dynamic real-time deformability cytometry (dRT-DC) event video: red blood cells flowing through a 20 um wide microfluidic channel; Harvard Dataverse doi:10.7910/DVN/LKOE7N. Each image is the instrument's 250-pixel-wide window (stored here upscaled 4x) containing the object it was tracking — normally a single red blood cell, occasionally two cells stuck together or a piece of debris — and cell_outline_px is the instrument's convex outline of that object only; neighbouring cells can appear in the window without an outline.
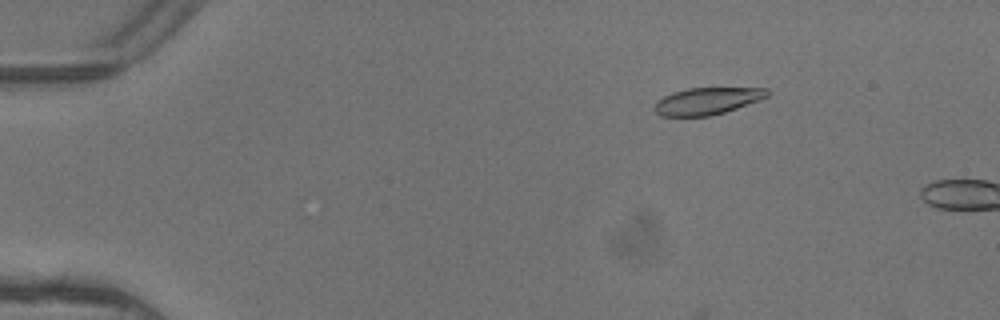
{"species": "common noctule bat (a hibernating species)", "species_latin": "Nyctalus noctula", "temperature_condition": "warm", "stored_images_in_passage": 5, "camera_frame_rate_fps": 3000, "um_per_image_px": 0.085, "animal": {"sex": "female"}, "frame": {"image": 1, "passage_image": 1, "time_ms": 0.0, "image_size_px": [1000, 320], "cell_outline_px": [[768, 96], [736, 108], [724, 112], [708, 116], [660, 116], [652, 108], [656, 100], [672, 92], [688, 88], [768, 88]], "centroid_in_image_um": [60.03, 8.58], "position_along_channel_um": 25.0, "area_um2": 17.63}}